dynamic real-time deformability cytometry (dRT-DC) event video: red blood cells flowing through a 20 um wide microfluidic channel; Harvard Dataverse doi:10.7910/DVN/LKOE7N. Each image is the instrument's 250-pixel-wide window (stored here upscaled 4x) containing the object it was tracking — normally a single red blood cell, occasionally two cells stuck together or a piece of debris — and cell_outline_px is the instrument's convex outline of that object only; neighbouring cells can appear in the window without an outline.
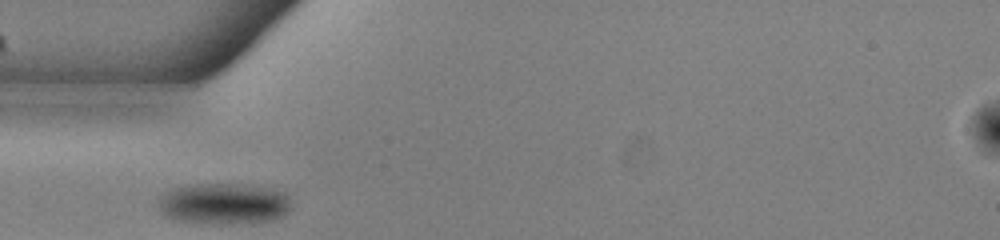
{"species": "common noctule bat (a hibernating species)", "species_latin": "Nyctalus noctula", "temperature_condition": "warm", "stored_images_in_passage": 14, "camera_frame_rate_fps": 3000, "um_per_image_px": 0.085, "animal": {"sex": "male", "body_mass_g": 13.0, "forearm_length_mm": 53.1}, "frame": {"image": 1, "passage_image": 1, "time_ms": 0.0, "image_size_px": [1000, 240], "cell_outline_px": [[292, 208], [284, 216], [276, 220], [232, 224], [212, 224], [176, 220], [164, 216], [156, 208], [156, 204], [160, 192], [172, 188], [196, 184], [248, 184], [272, 188], [284, 192], [288, 196]], "centroid_in_image_um": [18.99, 17.31], "position_along_channel_um": 66.0, "area_um2": 32.95}}
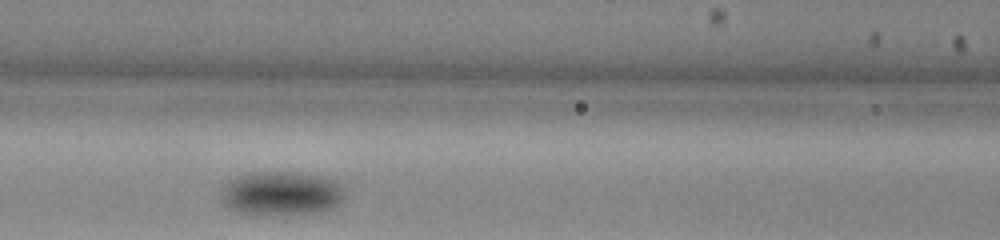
{"frame": {"image": 2, "passage_image": 7, "time_ms": 2.0, "image_size_px": [1000, 240], "cell_outline_px": [[344, 196], [340, 204], [332, 208], [316, 212], [268, 216], [240, 212], [232, 208], [224, 200], [224, 188], [236, 176], [252, 172], [300, 172], [320, 176], [336, 180], [344, 188]], "centroid_in_image_um": [24.01, 16.43], "position_along_channel_um": 142.6, "area_um2": 31.5}}
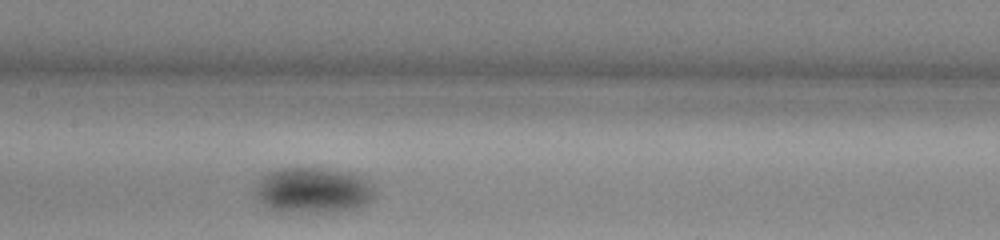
{"frame": {"image": 3, "passage_image": 10, "time_ms": 3.0, "image_size_px": [1000, 240], "cell_outline_px": [[376, 192], [364, 204], [352, 208], [320, 212], [280, 212], [268, 208], [256, 200], [252, 196], [256, 184], [268, 172], [280, 168], [316, 168], [348, 172], [364, 176], [372, 184]], "centroid_in_image_um": [26.54, 16.17], "position_along_channel_um": 180.9, "area_um2": 31.85}}